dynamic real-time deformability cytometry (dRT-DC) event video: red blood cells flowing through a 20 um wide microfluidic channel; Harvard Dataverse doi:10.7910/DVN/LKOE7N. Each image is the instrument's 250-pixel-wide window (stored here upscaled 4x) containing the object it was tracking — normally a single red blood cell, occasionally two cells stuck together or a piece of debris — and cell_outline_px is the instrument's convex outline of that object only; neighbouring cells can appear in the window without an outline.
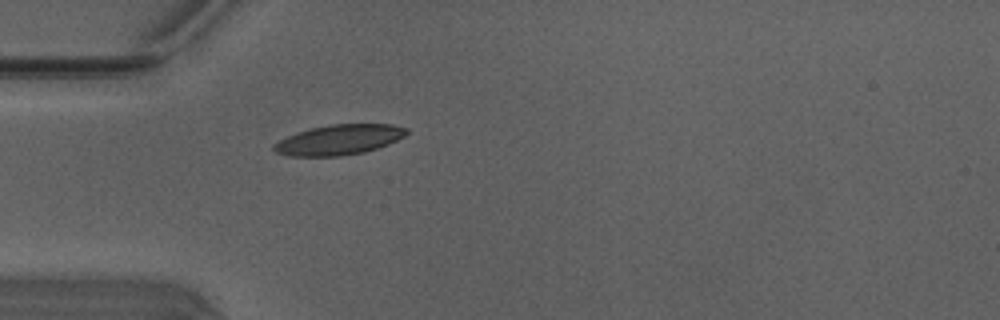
{"species": "Egyptian fruit bat (a non-hibernating species)", "species_latin": "Rousettus aegyptiacus", "temperature_condition": "warm", "stored_images_in_passage": 32, "camera_frame_rate_fps": 3000, "um_per_image_px": 0.085, "animal": {"sex": "male"}, "frame": {"image": 1, "passage_image": 1, "time_ms": 0.0, "image_size_px": [1000, 320], "cell_outline_px": [[408, 132], [404, 136], [388, 144], [364, 152], [340, 156], [288, 156], [276, 152], [272, 148], [272, 144], [288, 136], [312, 128], [328, 124], [392, 124], [408, 128]], "centroid_in_image_um": [28.82, 11.88], "position_along_channel_um": 56.2, "area_um2": 23.18}}
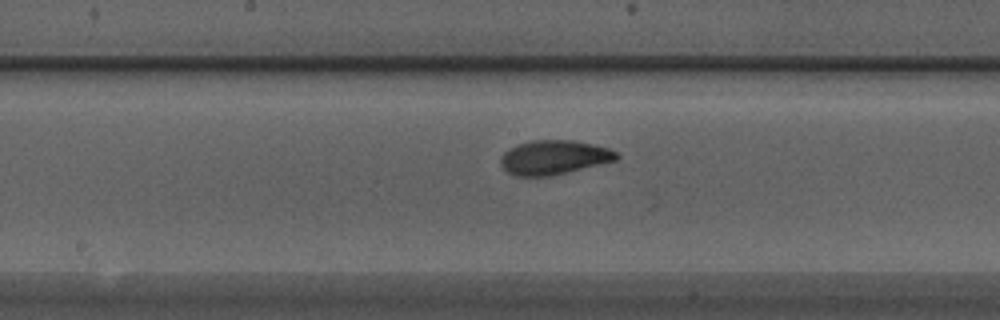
{"frame": {"image": 2, "passage_image": 12, "time_ms": 3.667, "image_size_px": [1000, 320], "cell_outline_px": [[620, 156], [616, 160], [552, 176], [516, 176], [508, 172], [500, 164], [500, 156], [504, 152], [516, 144], [528, 140], [572, 140], [592, 144], [608, 148], [620, 152]], "centroid_in_image_um": [47.08, 13.37], "position_along_channel_um": 201.1, "area_um2": 23.29}}
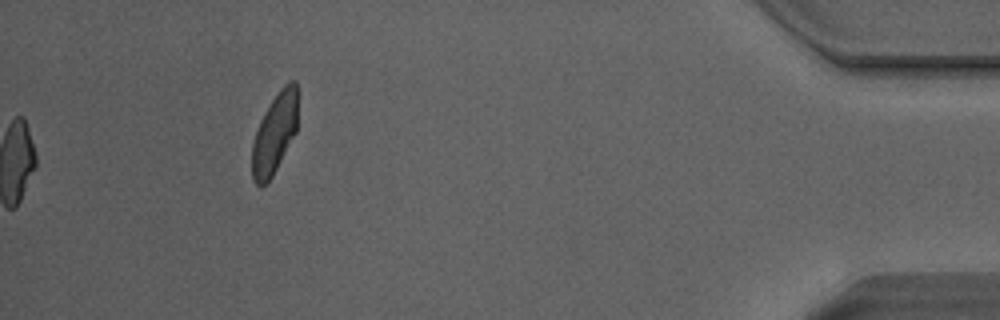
{"frame": {"image": 3, "passage_image": 32, "time_ms": 10.333, "image_size_px": [1000, 320], "cell_outline_px": [[296, 132], [272, 176], [260, 188], [252, 180], [252, 144], [260, 120], [264, 112], [280, 88], [288, 80], [296, 80]], "centroid_in_image_um": [23.32, 11.35], "position_along_channel_um": 411.9, "area_um2": 21.1}, "authors_computed_cell_mechanics": {"area_um2": 22.3686, "velocity_mm_per_s": 4.115, "shape_relaxation_time_tau1_ms": 4.2333, "shape_relaxation_time_tau2_ms": 1.2206, "deformation_change_tau1": 0.1461, "deformation_change_tau2": 0.0684}}